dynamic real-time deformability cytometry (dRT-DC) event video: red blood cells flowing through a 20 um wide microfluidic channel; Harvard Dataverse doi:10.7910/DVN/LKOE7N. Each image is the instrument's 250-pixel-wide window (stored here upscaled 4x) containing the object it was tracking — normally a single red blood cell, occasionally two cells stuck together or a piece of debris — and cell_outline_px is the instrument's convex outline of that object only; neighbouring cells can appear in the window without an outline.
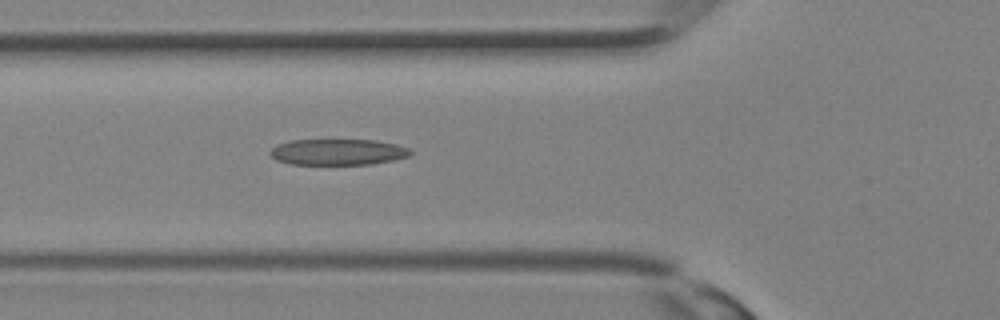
{"species": "Egyptian fruit bat (a non-hibernating species)", "species_latin": "Rousettus aegyptiacus", "temperature_condition": "room temperature", "stored_images_in_passage": 30, "camera_frame_rate_fps": 3000, "um_per_image_px": 0.085, "animal": {"sex": "female"}, "frame": {"image": 1, "passage_image": 9, "time_ms": 2.667, "image_size_px": [1000, 320], "cell_outline_px": [[412, 152], [408, 156], [392, 160], [372, 164], [292, 164], [276, 160], [268, 152], [276, 144], [288, 140], [376, 140], [396, 144], [408, 148]], "centroid_in_image_um": [28.68, 12.91], "position_along_channel_um": 97.1, "area_um2": 21.27}}
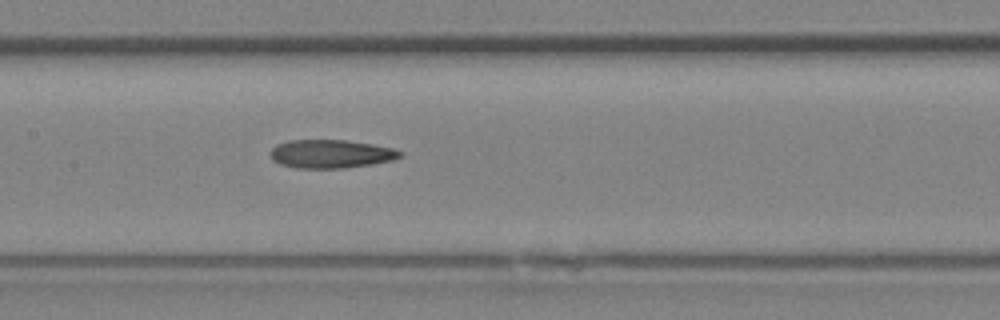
{"frame": {"image": 2, "passage_image": 13, "time_ms": 4.0, "image_size_px": [1000, 320], "cell_outline_px": [[404, 156], [392, 160], [372, 164], [344, 168], [296, 168], [280, 164], [272, 160], [272, 148], [276, 144], [288, 140], [344, 140], [372, 144], [392, 148], [404, 152]], "centroid_in_image_um": [28.15, 13.08], "position_along_channel_um": 179.3, "area_um2": 21.5}}
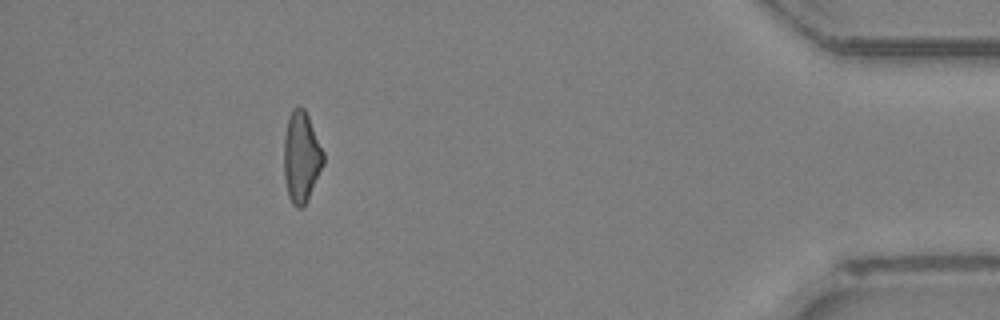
{"frame": {"image": 3, "passage_image": 27, "time_ms": 8.667, "image_size_px": [1000, 320], "cell_outline_px": [[324, 164], [308, 200], [300, 208], [296, 208], [292, 204], [288, 196], [284, 176], [284, 136], [288, 116], [292, 108], [304, 108], [308, 116], [324, 152]], "centroid_in_image_um": [25.61, 13.36], "position_along_channel_um": 409.6, "area_um2": 20.98}}